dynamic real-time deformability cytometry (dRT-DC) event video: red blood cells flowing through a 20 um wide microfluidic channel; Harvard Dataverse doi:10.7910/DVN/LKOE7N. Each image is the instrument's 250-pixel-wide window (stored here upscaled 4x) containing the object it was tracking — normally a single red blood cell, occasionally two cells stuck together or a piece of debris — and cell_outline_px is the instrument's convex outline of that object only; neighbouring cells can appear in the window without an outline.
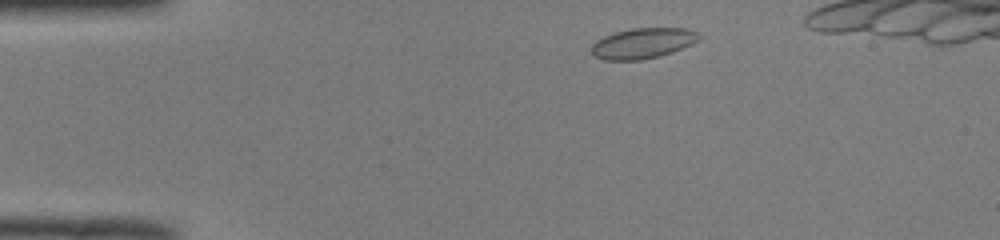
{"species": "common noctule bat (a hibernating species)", "species_latin": "Nyctalus noctula", "temperature_condition": "room temperature", "stored_images_in_passage": 40, "camera_frame_rate_fps": 3000, "um_per_image_px": 0.085, "animal": {"sex": "male", "body_mass_g": 19.0, "forearm_length_mm": 50.8}, "frame": {"image": 1, "passage_image": 3, "time_ms": 0.667, "image_size_px": [1000, 240], "cell_outline_px": [[704, 36], [692, 44], [672, 52], [660, 56], [640, 60], [604, 60], [592, 56], [592, 44], [596, 40], [604, 36], [616, 32], [632, 28], [688, 28], [700, 32]], "centroid_in_image_um": [54.68, 3.67], "position_along_channel_um": 30.3, "area_um2": 19.36}}
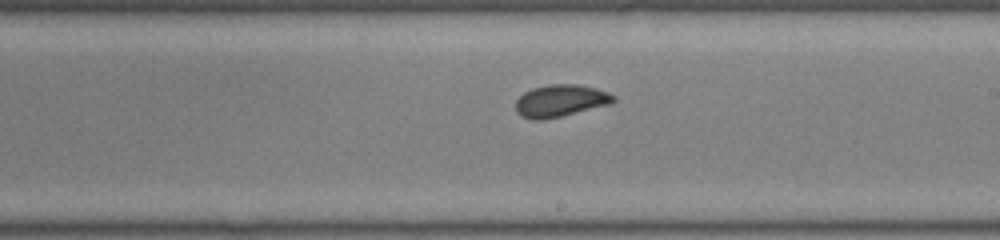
{"frame": {"image": 2, "passage_image": 23, "time_ms": 7.333, "image_size_px": [1000, 240], "cell_outline_px": [[616, 100], [612, 104], [560, 116], [540, 120], [532, 120], [520, 116], [516, 112], [516, 100], [524, 92], [532, 88], [552, 84], [576, 84], [596, 88], [608, 92], [616, 96]], "centroid_in_image_um": [47.65, 8.56], "position_along_channel_um": 241.4, "area_um2": 18.38}}
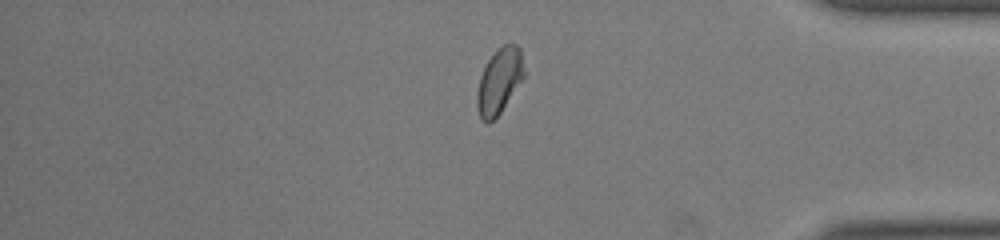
{"frame": {"image": 3, "passage_image": 36, "time_ms": 11.667, "image_size_px": [1000, 240], "cell_outline_px": [[524, 76], [500, 112], [488, 124], [484, 124], [480, 120], [476, 108], [476, 96], [480, 76], [488, 60], [504, 44], [516, 44], [520, 48], [524, 72]], "centroid_in_image_um": [42.4, 6.94], "position_along_channel_um": 392.8, "area_um2": 17.63}, "authors_computed_cell_mechanics": {"area_um2": 18.0914, "velocity_mm_per_s": 4.0099, "shape_relaxation_time_tau1_ms": 3.0807, "shape_relaxation_time_tau2_ms": 1.7372, "deformation_change_tau1": 0.0762, "deformation_change_tau2": 0.0396}}